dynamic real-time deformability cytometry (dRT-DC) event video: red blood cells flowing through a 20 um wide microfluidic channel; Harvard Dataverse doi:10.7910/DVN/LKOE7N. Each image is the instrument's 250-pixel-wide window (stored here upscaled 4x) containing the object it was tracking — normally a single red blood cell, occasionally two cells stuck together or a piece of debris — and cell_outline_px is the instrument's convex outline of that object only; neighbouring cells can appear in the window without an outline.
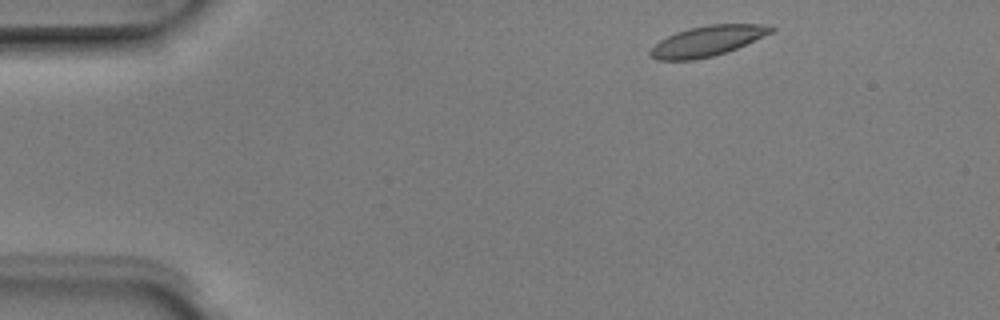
{"species": "Egyptian fruit bat (a non-hibernating species)", "species_latin": "Rousettus aegyptiacus", "temperature_condition": "room temperature", "stored_images_in_passage": 3, "camera_frame_rate_fps": 3000, "um_per_image_px": 0.085, "animal": {"sex": "male"}, "frame": {"image": 1, "passage_image": 1, "time_ms": 0.0, "image_size_px": [1000, 320], "cell_outline_px": [[776, 28], [772, 32], [736, 48], [712, 56], [692, 60], [656, 60], [648, 56], [648, 52], [660, 40], [676, 32], [688, 28], [708, 24], [772, 24]], "centroid_in_image_um": [60.1, 3.47], "position_along_channel_um": 24.9, "area_um2": 21.27}}